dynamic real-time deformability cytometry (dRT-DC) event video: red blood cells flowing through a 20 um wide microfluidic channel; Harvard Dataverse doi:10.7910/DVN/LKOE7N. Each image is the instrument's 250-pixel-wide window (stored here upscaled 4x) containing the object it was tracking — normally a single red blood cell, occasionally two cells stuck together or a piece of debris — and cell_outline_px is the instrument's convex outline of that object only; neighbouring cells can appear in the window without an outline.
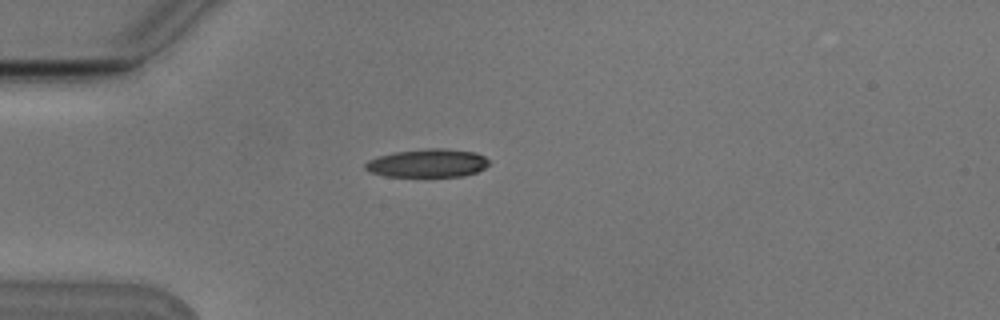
{"species": "Egyptian fruit bat (a non-hibernating species)", "species_latin": "Rousettus aegyptiacus", "temperature_condition": "cold", "stored_images_in_passage": 2, "camera_frame_rate_fps": 3000, "um_per_image_px": 0.085, "animal": {"sex": "male"}, "frame": {"image": 1, "passage_image": 2, "time_ms": 0.333, "image_size_px": [1000, 320], "cell_outline_px": [[488, 164], [484, 168], [476, 172], [464, 176], [384, 176], [368, 172], [364, 168], [364, 164], [368, 160], [392, 152], [428, 148], [444, 148], [476, 152], [484, 156], [488, 160]], "centroid_in_image_um": [36.32, 13.86], "position_along_channel_um": 48.7, "area_um2": 20.46}}